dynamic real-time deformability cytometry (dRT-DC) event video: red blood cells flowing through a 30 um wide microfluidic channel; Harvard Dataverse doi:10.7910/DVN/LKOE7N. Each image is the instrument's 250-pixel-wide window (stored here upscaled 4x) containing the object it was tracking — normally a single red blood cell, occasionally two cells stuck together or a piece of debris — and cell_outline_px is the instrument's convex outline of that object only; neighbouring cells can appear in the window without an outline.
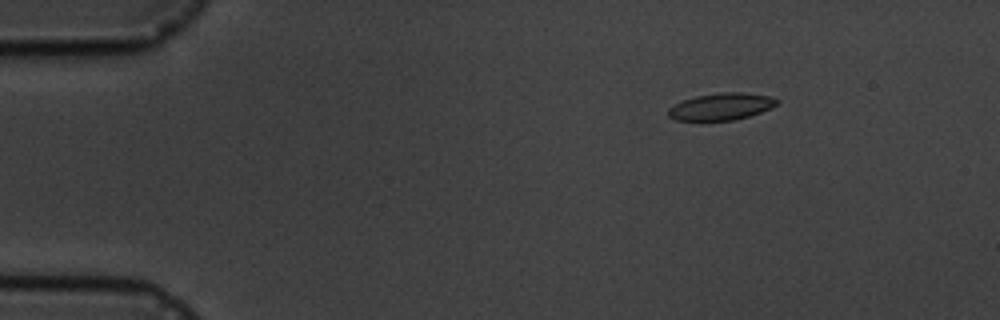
{"species": "common noctule bat (a hibernating species)", "species_latin": "Nyctalus noctula", "temperature_condition": "cold", "stored_images_in_passage": 4, "camera_frame_rate_fps": 3000, "um_per_image_px": 0.085, "animal": {"sex": "male", "body_mass_g": 19.5, "forearm_length_mm": 54.6}, "frame": {"image": 1, "passage_image": 2, "time_ms": 1.333, "image_size_px": [1000, 320], "cell_outline_px": [[780, 100], [772, 108], [748, 116], [732, 120], [676, 120], [668, 116], [668, 108], [684, 100], [696, 96], [720, 92], [744, 92], [768, 96]], "centroid_in_image_um": [61.31, 9.05], "position_along_channel_um": 23.7, "area_um2": 16.88}}
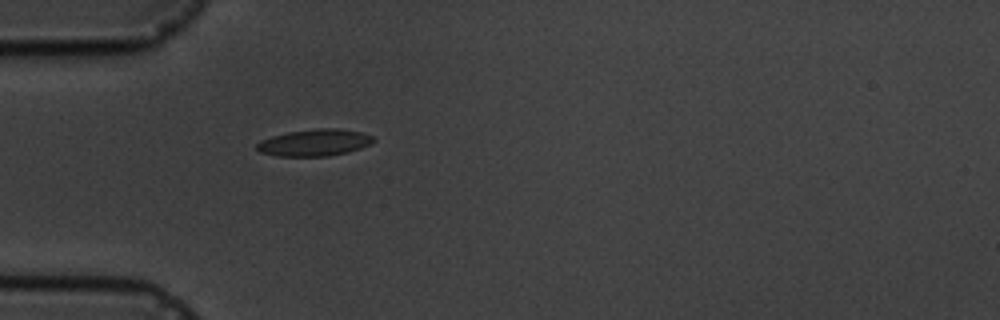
{"frame": {"image": 2, "passage_image": 4, "time_ms": 4.333, "image_size_px": [1000, 320], "cell_outline_px": [[376, 140], [360, 148], [348, 152], [328, 156], [280, 156], [260, 152], [256, 148], [256, 144], [260, 140], [272, 136], [288, 132], [316, 128], [336, 128], [360, 132], [372, 136]], "centroid_in_image_um": [26.71, 12.12], "position_along_channel_um": 58.3, "area_um2": 18.09}}